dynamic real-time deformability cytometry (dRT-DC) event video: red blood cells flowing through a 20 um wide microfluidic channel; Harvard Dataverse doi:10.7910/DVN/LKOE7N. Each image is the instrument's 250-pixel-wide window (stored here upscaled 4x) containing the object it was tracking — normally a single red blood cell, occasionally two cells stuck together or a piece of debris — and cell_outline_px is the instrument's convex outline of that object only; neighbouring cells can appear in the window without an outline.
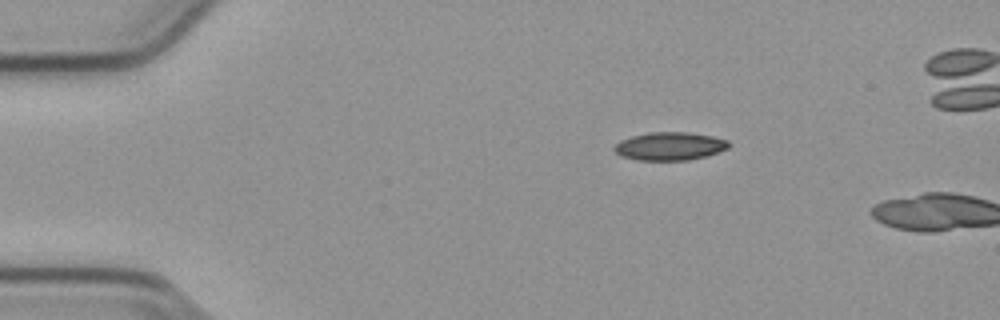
{"species": "common noctule bat (a hibernating species)", "species_latin": "Nyctalus noctula", "temperature_condition": "cold", "stored_images_in_passage": 3, "camera_frame_rate_fps": 3000, "um_per_image_px": 0.085, "animal": {"sex": "male", "body_mass_g": 23.1, "forearm_length_mm": 52.7}, "frame": {"image": 1, "passage_image": 1, "time_ms": 0.0, "image_size_px": [1000, 320], "cell_outline_px": [[732, 144], [728, 148], [704, 156], [688, 160], [636, 160], [620, 156], [612, 148], [620, 140], [632, 136], [648, 132], [688, 132], [712, 136], [728, 140]], "centroid_in_image_um": [56.91, 12.42], "position_along_channel_um": 28.1, "area_um2": 18.79}}